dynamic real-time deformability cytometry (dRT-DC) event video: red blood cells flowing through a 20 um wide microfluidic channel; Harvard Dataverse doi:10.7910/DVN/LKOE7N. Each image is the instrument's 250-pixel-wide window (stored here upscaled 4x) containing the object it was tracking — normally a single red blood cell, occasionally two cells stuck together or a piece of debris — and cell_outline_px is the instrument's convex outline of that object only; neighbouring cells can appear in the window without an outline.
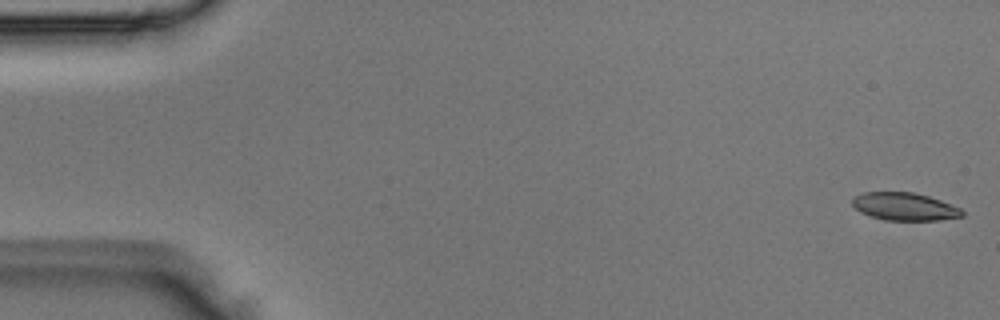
{"species": "Egyptian fruit bat (a non-hibernating species)", "species_latin": "Rousettus aegyptiacus", "temperature_condition": "room temperature", "stored_images_in_passage": 50, "camera_frame_rate_fps": 3000, "um_per_image_px": 0.085, "animal": {"sex": "male"}, "frame": {"image": 1, "passage_image": 1, "time_ms": 0.0, "image_size_px": [1000, 320], "cell_outline_px": [[964, 216], [940, 220], [884, 220], [860, 212], [852, 204], [852, 196], [864, 192], [912, 192], [928, 196], [940, 200], [960, 208], [964, 212]], "centroid_in_image_um": [76.88, 17.55], "position_along_channel_um": 8.1, "area_um2": 17.74}}
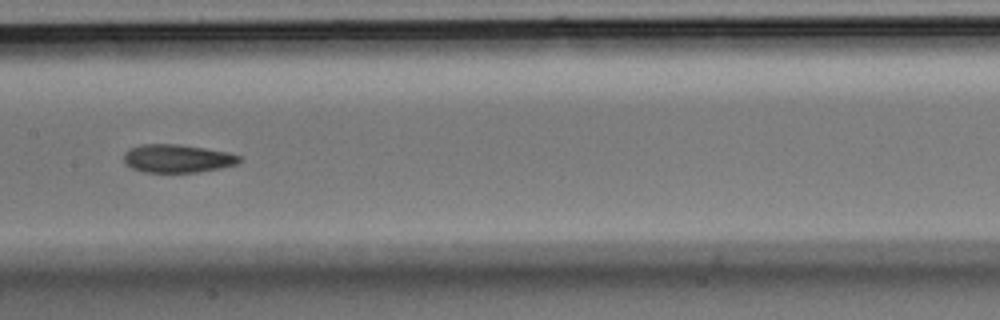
{"frame": {"image": 2, "passage_image": 25, "time_ms": 8.0, "image_size_px": [1000, 320], "cell_outline_px": [[240, 160], [236, 164], [220, 168], [200, 172], [144, 172], [132, 168], [124, 160], [124, 152], [128, 148], [140, 144], [176, 144], [204, 148], [228, 152], [240, 156]], "centroid_in_image_um": [15.05, 13.47], "position_along_channel_um": 192.4, "area_um2": 18.9}}
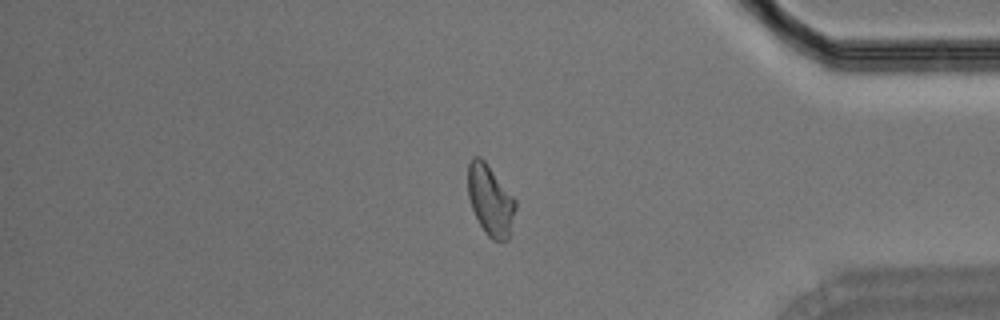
{"frame": {"image": 3, "passage_image": 42, "time_ms": 13.667, "image_size_px": [1000, 320], "cell_outline_px": [[516, 208], [508, 240], [492, 240], [484, 232], [472, 208], [468, 196], [468, 164], [472, 156], [480, 156], [484, 160], [516, 200]], "centroid_in_image_um": [41.67, 17.01], "position_along_channel_um": 393.5, "area_um2": 19.42}}